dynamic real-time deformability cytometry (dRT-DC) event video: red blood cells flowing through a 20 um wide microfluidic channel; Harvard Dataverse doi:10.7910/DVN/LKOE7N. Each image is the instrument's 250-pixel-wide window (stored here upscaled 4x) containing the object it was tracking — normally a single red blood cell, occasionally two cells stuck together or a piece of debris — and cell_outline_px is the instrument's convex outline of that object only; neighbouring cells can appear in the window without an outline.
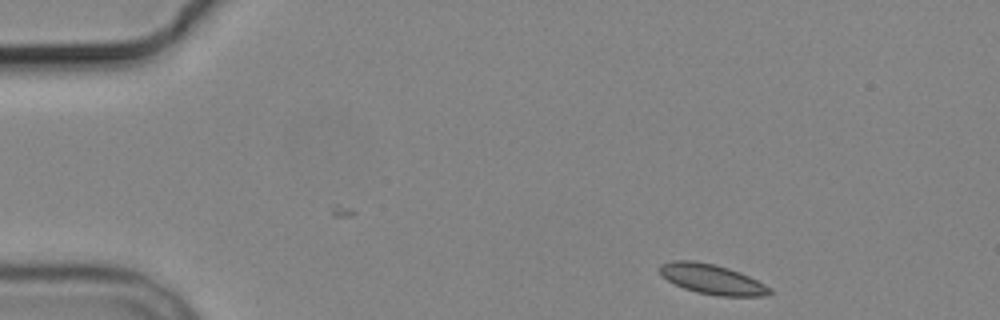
{"species": "common noctule bat (a hibernating species)", "species_latin": "Nyctalus noctula", "temperature_condition": "cold", "stored_images_in_passage": 3, "camera_frame_rate_fps": 3000, "um_per_image_px": 0.085, "animal": {"sex": "male", "body_mass_g": 19.2, "forearm_length_mm": 51.8}, "frame": {"image": 1, "passage_image": 1, "time_ms": 0.0, "image_size_px": [1000, 320], "cell_outline_px": [[772, 292], [768, 296], [720, 296], [696, 292], [684, 288], [668, 280], [660, 272], [660, 264], [672, 260], [696, 260], [716, 264], [740, 272], [772, 288]], "centroid_in_image_um": [60.54, 23.72], "position_along_channel_um": 24.5, "area_um2": 19.19}}
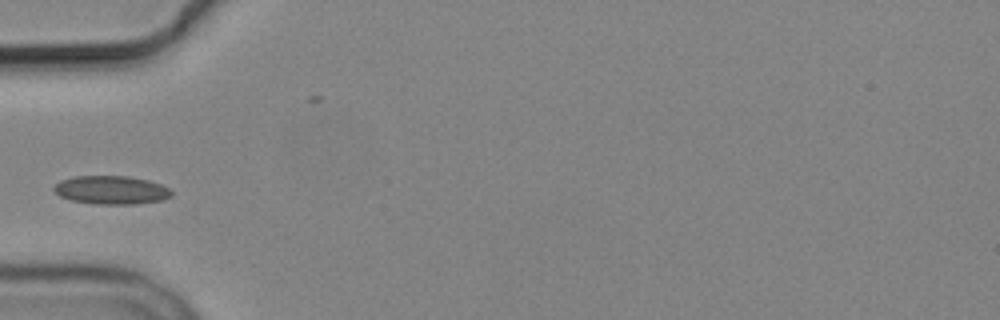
{"frame": {"image": 2, "passage_image": 3, "time_ms": 3.667, "image_size_px": [1000, 320], "cell_outline_px": [[172, 196], [164, 200], [136, 204], [96, 204], [68, 200], [52, 192], [52, 188], [60, 180], [76, 176], [128, 176], [148, 180], [160, 184], [168, 188], [172, 192]], "centroid_in_image_um": [9.43, 16.16], "position_along_channel_um": 75.6, "area_um2": 19.71}}